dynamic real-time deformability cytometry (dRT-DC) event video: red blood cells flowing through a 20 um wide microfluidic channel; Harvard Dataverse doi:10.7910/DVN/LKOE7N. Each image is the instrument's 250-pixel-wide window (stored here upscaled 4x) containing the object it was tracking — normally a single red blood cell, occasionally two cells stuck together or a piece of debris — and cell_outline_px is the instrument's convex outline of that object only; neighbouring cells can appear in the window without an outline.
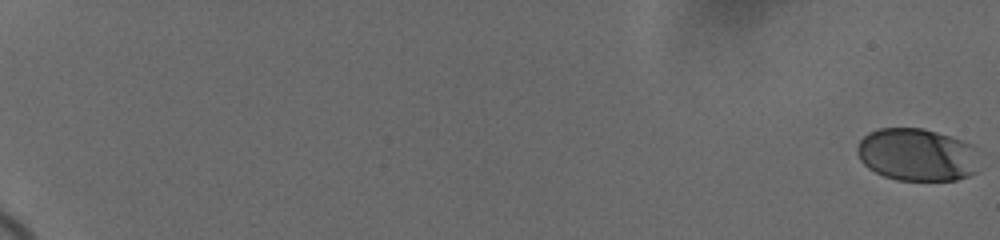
{"species": "human", "species_latin": "Homo sapiens", "temperature_condition": "cold", "stored_images_in_passage": 9, "camera_frame_rate_fps": 3000, "um_per_image_px": 0.085, "donor": {"sex": "female"}, "frame": {"image": 1, "passage_image": 1, "time_ms": 0.0, "image_size_px": [1000, 240], "cell_outline_px": [[980, 172], [956, 180], [896, 180], [884, 176], [868, 168], [860, 160], [856, 152], [856, 148], [860, 140], [868, 132], [880, 128], [920, 128], [936, 132], [972, 144], [980, 148]], "centroid_in_image_um": [78.02, 13.16], "position_along_channel_um": 7.0, "area_um2": 38.21}}